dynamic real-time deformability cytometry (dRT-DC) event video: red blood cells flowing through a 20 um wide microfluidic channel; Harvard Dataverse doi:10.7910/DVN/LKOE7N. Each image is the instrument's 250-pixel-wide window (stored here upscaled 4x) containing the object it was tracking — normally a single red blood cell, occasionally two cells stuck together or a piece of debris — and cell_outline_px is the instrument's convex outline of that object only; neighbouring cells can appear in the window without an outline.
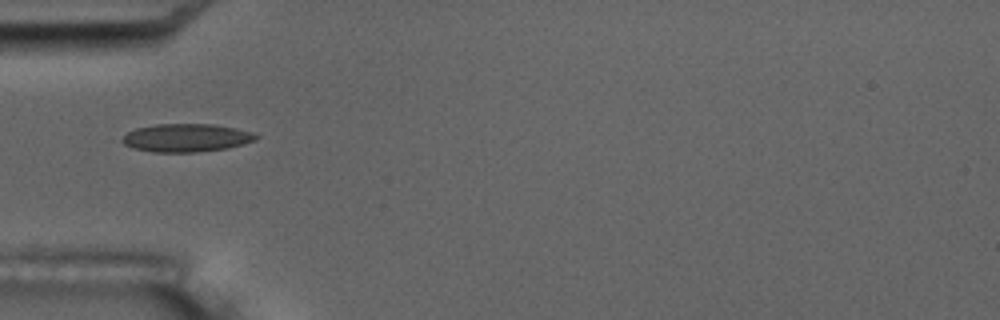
{"species": "common noctule bat (a hibernating species)", "species_latin": "Nyctalus noctula", "temperature_condition": "room temperature", "stored_images_in_passage": 5, "camera_frame_rate_fps": 3000, "um_per_image_px": 0.085, "animal": {"sex": "male", "body_mass_g": 17.5, "forearm_length_mm": 52.3}, "frame": {"image": 1, "passage_image": 3, "time_ms": 2.333, "image_size_px": [1000, 320], "cell_outline_px": [[260, 136], [256, 140], [244, 144], [228, 148], [196, 152], [152, 152], [136, 148], [124, 144], [120, 140], [128, 132], [136, 128], [156, 124], [212, 124], [252, 132]], "centroid_in_image_um": [15.85, 11.71], "position_along_channel_um": 69.2, "area_um2": 21.79}}